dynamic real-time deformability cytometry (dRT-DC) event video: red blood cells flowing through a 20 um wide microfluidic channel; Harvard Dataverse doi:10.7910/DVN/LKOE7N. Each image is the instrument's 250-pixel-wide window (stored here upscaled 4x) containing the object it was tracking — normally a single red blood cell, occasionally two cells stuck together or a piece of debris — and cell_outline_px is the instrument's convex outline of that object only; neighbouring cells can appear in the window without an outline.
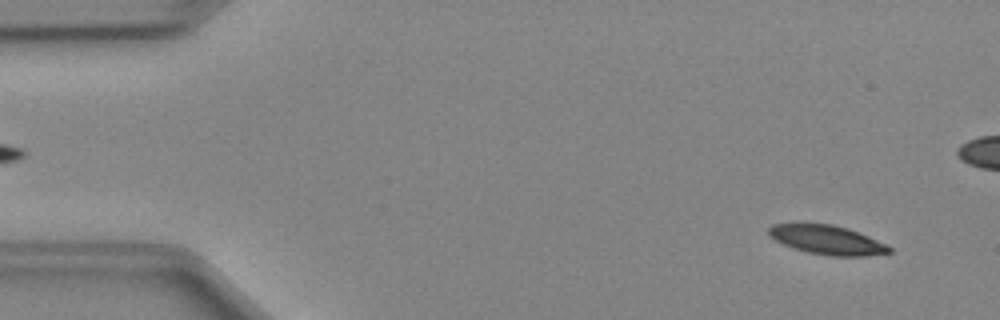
{"species": "Egyptian fruit bat (a non-hibernating species)", "species_latin": "Rousettus aegyptiacus", "temperature_condition": "cold", "stored_images_in_passage": 51, "camera_frame_rate_fps": 3000, "um_per_image_px": 0.085, "animal": {"sex": "female"}, "frame": {"image": 1, "passage_image": 3, "time_ms": 0.667, "image_size_px": [1000, 320], "cell_outline_px": [[892, 252], [868, 256], [828, 256], [808, 252], [784, 244], [768, 236], [768, 228], [772, 224], [796, 220], [804, 220], [832, 224], [848, 228], [888, 244], [892, 248]], "centroid_in_image_um": [70.25, 20.33], "position_along_channel_um": 14.8, "area_um2": 21.39}}
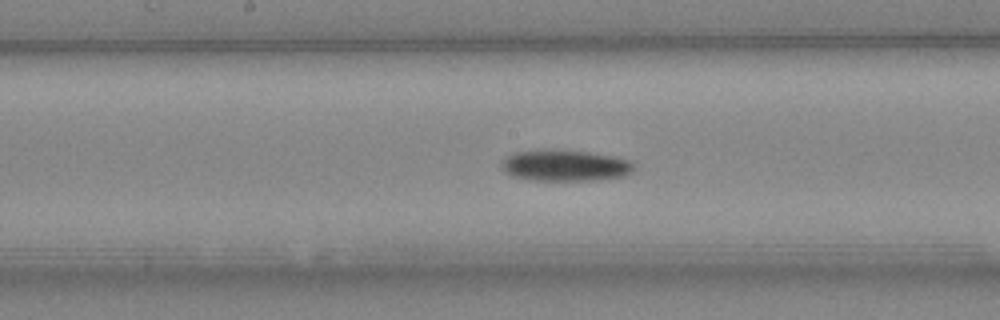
{"frame": {"image": 2, "passage_image": 25, "time_ms": 8.0, "image_size_px": [1000, 320], "cell_outline_px": [[636, 164], [632, 172], [624, 176], [596, 180], [528, 180], [508, 176], [500, 164], [508, 156], [516, 152], [588, 152], [612, 156], [632, 160]], "centroid_in_image_um": [48.09, 14.12], "position_along_channel_um": 200.1, "area_um2": 23.47}}
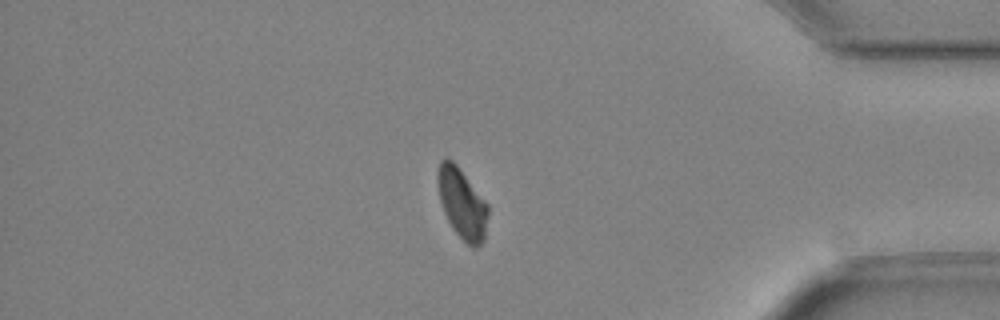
{"frame": {"image": 3, "passage_image": 42, "time_ms": 13.667, "image_size_px": [1000, 320], "cell_outline_px": [[488, 216], [484, 240], [476, 248], [472, 248], [452, 228], [444, 212], [440, 200], [436, 180], [436, 172], [440, 160], [444, 156], [452, 160], [456, 164], [488, 204]], "centroid_in_image_um": [39.25, 17.26], "position_along_channel_um": 395.9, "area_um2": 20.69}, "authors_computed_cell_mechanics": {"area_um2": 22.3108, "velocity_mm_per_s": 4.0065, "shape_relaxation_time_tau1_ms": 3.168, "shape_relaxation_time_tau2_ms": null, "deformation_change_tau1": 0.1237, "deformation_change_tau2": null}}